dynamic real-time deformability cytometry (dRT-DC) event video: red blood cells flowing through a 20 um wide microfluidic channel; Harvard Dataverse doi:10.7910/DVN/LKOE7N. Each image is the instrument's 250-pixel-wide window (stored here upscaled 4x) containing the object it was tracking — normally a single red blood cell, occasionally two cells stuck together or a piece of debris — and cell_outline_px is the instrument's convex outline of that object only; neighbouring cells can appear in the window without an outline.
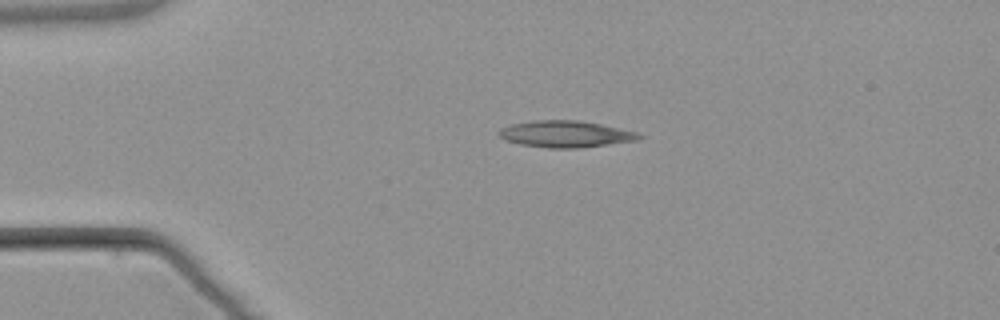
{"species": "common noctule bat (a hibernating species)", "species_latin": "Nyctalus noctula", "temperature_condition": "warm", "stored_images_in_passage": 2, "camera_frame_rate_fps": 3000, "um_per_image_px": 0.085, "animal": {"sex": "male", "body_mass_g": 21.5, "forearm_length_mm": 52.0}, "frame": {"image": 1, "passage_image": 1, "time_ms": 0.0, "image_size_px": [1000, 320], "cell_outline_px": [[644, 136], [640, 140], [576, 148], [548, 148], [520, 144], [504, 140], [496, 132], [500, 128], [512, 124], [536, 120], [580, 120], [600, 124], [636, 132]], "centroid_in_image_um": [48.05, 11.39], "position_along_channel_um": 37.0, "area_um2": 21.68}}